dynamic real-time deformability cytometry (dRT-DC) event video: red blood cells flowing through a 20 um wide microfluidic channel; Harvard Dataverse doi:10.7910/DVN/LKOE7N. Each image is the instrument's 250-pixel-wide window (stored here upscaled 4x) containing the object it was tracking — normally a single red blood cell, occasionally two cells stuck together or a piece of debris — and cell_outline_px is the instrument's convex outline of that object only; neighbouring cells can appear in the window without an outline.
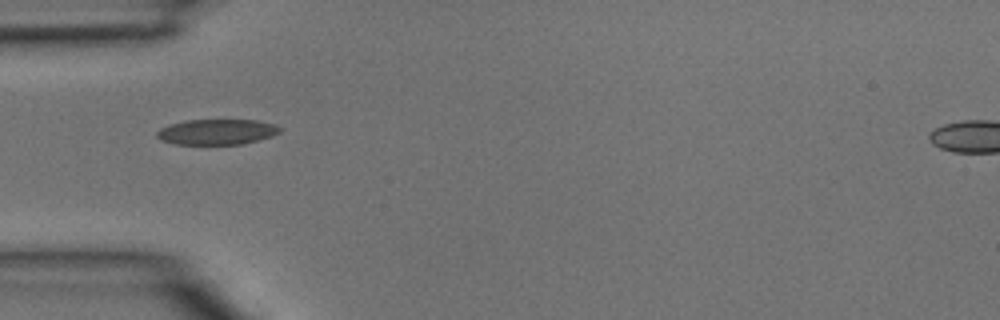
{"species": "common noctule bat (a hibernating species)", "species_latin": "Nyctalus noctula", "temperature_condition": "room temperature", "stored_images_in_passage": 2, "camera_frame_rate_fps": 3000, "um_per_image_px": 0.085, "animal": {"sex": "male", "body_mass_g": 15.6}, "frame": {"image": 1, "passage_image": 1, "time_ms": 0.0, "image_size_px": [1000, 320], "cell_outline_px": [[280, 132], [272, 136], [244, 144], [172, 144], [160, 140], [156, 136], [156, 132], [160, 128], [168, 124], [188, 120], [256, 120], [272, 124], [280, 128]], "centroid_in_image_um": [18.38, 11.21], "position_along_channel_um": 66.6, "area_um2": 18.26}}